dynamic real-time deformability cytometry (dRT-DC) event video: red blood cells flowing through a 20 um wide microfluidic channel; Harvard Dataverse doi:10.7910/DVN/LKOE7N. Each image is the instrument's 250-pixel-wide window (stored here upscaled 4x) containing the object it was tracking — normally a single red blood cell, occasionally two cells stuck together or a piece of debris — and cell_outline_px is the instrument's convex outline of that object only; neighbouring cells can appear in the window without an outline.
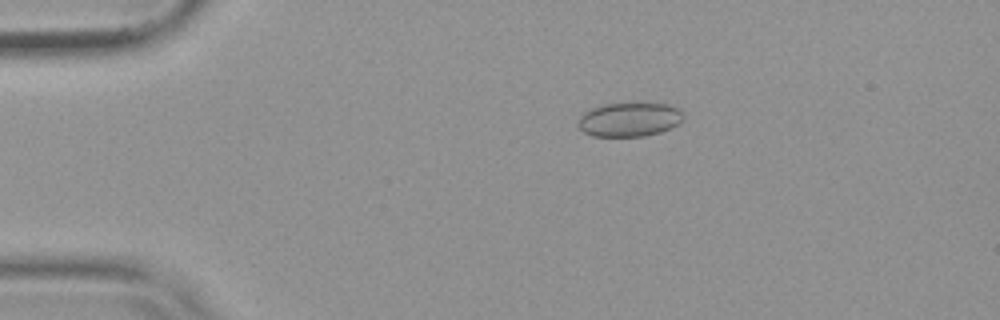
{"species": "common noctule bat (a hibernating species)", "species_latin": "Nyctalus noctula", "temperature_condition": "warm", "stored_images_in_passage": 54, "camera_frame_rate_fps": 3000, "um_per_image_px": 0.085, "animal": {"sex": "female", "body_mass_g": 19.9}, "frame": {"image": 1, "passage_image": 11, "time_ms": 3.333, "image_size_px": [1000, 320], "cell_outline_px": [[684, 120], [680, 124], [672, 128], [660, 132], [644, 136], [592, 136], [584, 132], [576, 124], [580, 116], [584, 112], [592, 108], [604, 104], [636, 100], [668, 104], [680, 108], [684, 116]], "centroid_in_image_um": [53.55, 10.11], "position_along_channel_um": 31.5, "area_um2": 21.91}}
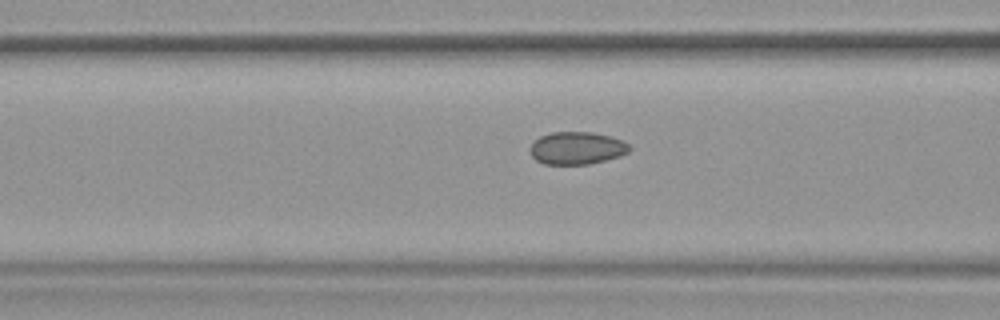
{"frame": {"image": 2, "passage_image": 22, "time_ms": 7.0, "image_size_px": [1000, 320], "cell_outline_px": [[632, 148], [628, 152], [620, 156], [588, 164], [544, 164], [536, 160], [532, 156], [528, 148], [540, 136], [552, 132], [592, 132], [612, 136], [624, 140]], "centroid_in_image_um": [49.05, 12.58], "position_along_channel_um": 117.6, "area_um2": 18.96}}
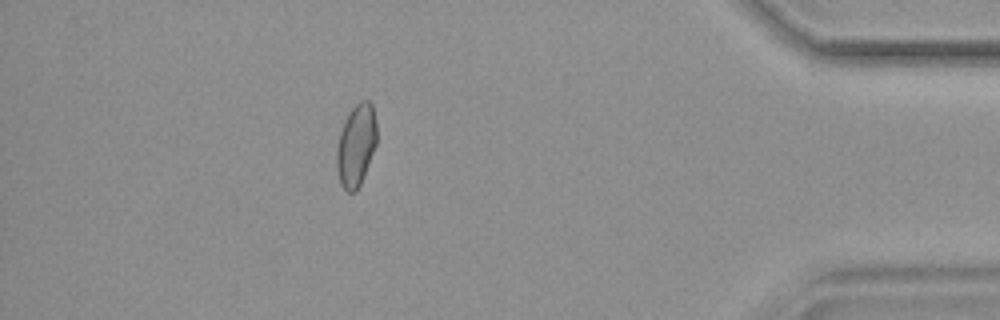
{"frame": {"image": 3, "passage_image": 48, "time_ms": 15.667, "image_size_px": [1000, 320], "cell_outline_px": [[376, 144], [364, 176], [356, 192], [348, 192], [340, 184], [336, 168], [336, 148], [340, 132], [344, 120], [348, 112], [360, 100], [368, 100], [372, 104], [376, 120]], "centroid_in_image_um": [30.25, 12.34], "position_along_channel_um": 404.9, "area_um2": 19.36}, "authors_computed_cell_mechanics": {"area_um2": 19.363, "velocity_mm_per_s": 3.8168, "shape_relaxation_time_tau1_ms": null, "shape_relaxation_time_tau2_ms": 1.1613, "deformation_change_tau1": null, "deformation_change_tau2": 0.0439}}